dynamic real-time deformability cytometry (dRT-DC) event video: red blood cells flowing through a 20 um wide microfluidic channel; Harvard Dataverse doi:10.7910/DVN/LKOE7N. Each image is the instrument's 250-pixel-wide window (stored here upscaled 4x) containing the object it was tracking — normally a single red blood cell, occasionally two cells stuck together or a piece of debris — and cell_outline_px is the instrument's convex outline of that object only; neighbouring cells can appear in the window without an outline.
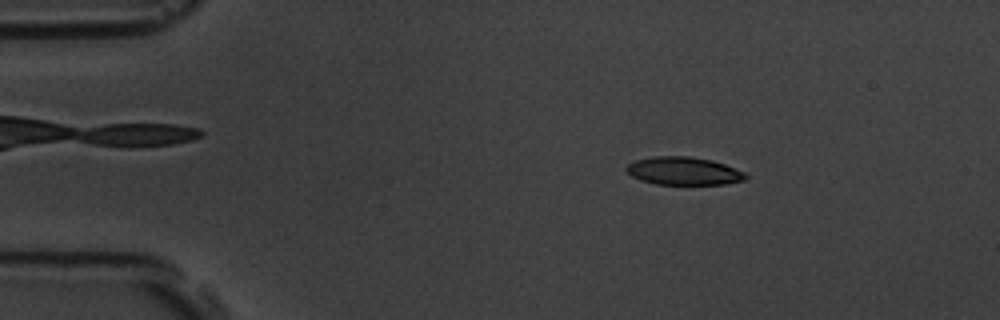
{"species": "common noctule bat (a hibernating species)", "species_latin": "Nyctalus noctula", "temperature_condition": "room temperature", "stored_images_in_passage": 4, "camera_frame_rate_fps": 3000, "um_per_image_px": 0.085, "animal": {"sex": "male", "body_mass_g": 19.5, "forearm_length_mm": 54.6}, "frame": {"image": 1, "passage_image": 2, "time_ms": 1.0, "image_size_px": [1000, 320], "cell_outline_px": [[748, 176], [744, 180], [724, 184], [656, 184], [640, 180], [632, 176], [624, 168], [628, 164], [636, 160], [652, 156], [688, 156], [712, 160], [724, 164], [744, 172]], "centroid_in_image_um": [58.09, 14.53], "position_along_channel_um": 26.9, "area_um2": 19.36}}